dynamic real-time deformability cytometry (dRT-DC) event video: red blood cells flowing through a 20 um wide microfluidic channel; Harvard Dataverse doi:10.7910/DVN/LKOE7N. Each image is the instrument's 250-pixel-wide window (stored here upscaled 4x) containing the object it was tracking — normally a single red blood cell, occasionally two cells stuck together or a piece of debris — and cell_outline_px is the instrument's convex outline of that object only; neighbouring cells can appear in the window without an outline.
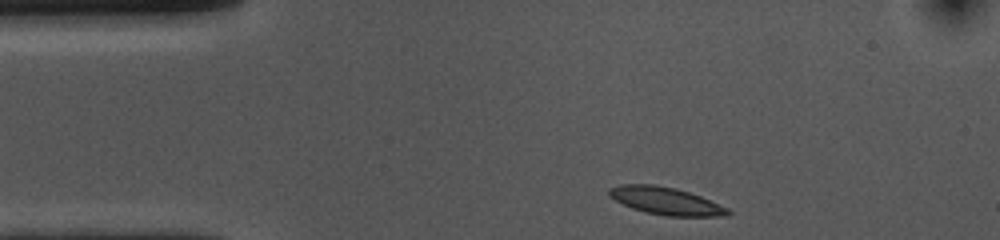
{"species": "common noctule bat (a hibernating species)", "species_latin": "Nyctalus noctula", "temperature_condition": "cold", "stored_images_in_passage": 36, "camera_frame_rate_fps": 3000, "um_per_image_px": 0.085, "animal": {"sex": "female", "body_mass_g": 10.0, "forearm_length_mm": 53.1}, "frame": {"image": 1, "passage_image": 1, "time_ms": 0.0, "image_size_px": [1000, 240], "cell_outline_px": [[732, 212], [728, 216], [664, 216], [644, 212], [632, 208], [608, 196], [608, 188], [620, 184], [656, 184], [676, 188], [700, 196], [728, 208]], "centroid_in_image_um": [56.58, 17.07], "position_along_channel_um": 28.4, "area_um2": 19.13}}
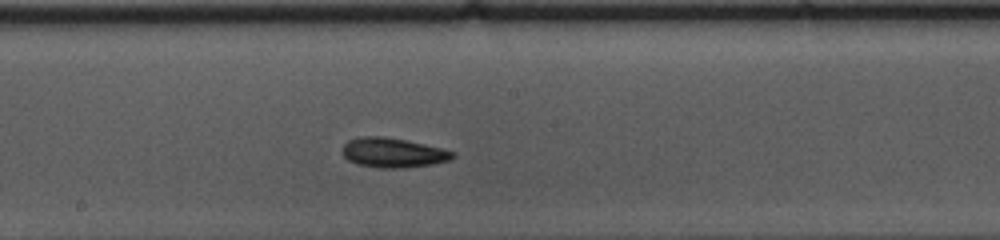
{"frame": {"image": 2, "passage_image": 20, "time_ms": 6.333, "image_size_px": [1000, 240], "cell_outline_px": [[456, 156], [448, 160], [432, 164], [404, 168], [380, 168], [356, 164], [348, 160], [340, 152], [340, 148], [348, 140], [364, 136], [384, 136], [408, 140], [444, 148], [456, 152]], "centroid_in_image_um": [33.4, 12.97], "position_along_channel_um": 214.8, "area_um2": 19.42}}
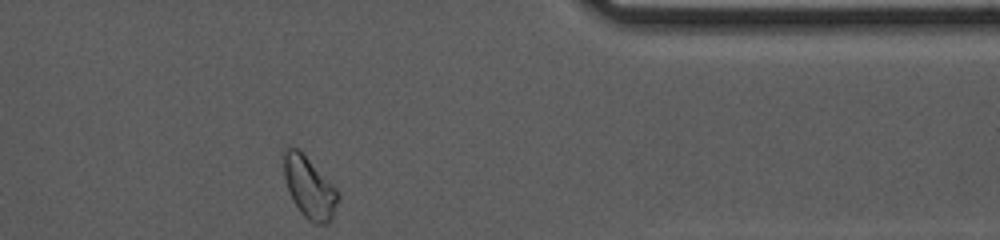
{"frame": {"image": 3, "passage_image": 36, "time_ms": 11.667, "image_size_px": [1000, 240], "cell_outline_px": [[340, 196], [332, 216], [324, 224], [316, 224], [308, 220], [300, 212], [288, 188], [284, 176], [284, 148], [300, 148], [336, 188]], "centroid_in_image_um": [26.3, 15.89], "position_along_channel_um": 385.1, "area_um2": 19.13}, "authors_computed_cell_mechanics": {"area_um2": 18.496, "velocity_mm_per_s": 3.599, "shape_relaxation_time_tau1_ms": 2.7129, "shape_relaxation_time_tau2_ms": 4.5606, "deformation_change_tau1": 0.0899, "deformation_change_tau2": 0.1058}}